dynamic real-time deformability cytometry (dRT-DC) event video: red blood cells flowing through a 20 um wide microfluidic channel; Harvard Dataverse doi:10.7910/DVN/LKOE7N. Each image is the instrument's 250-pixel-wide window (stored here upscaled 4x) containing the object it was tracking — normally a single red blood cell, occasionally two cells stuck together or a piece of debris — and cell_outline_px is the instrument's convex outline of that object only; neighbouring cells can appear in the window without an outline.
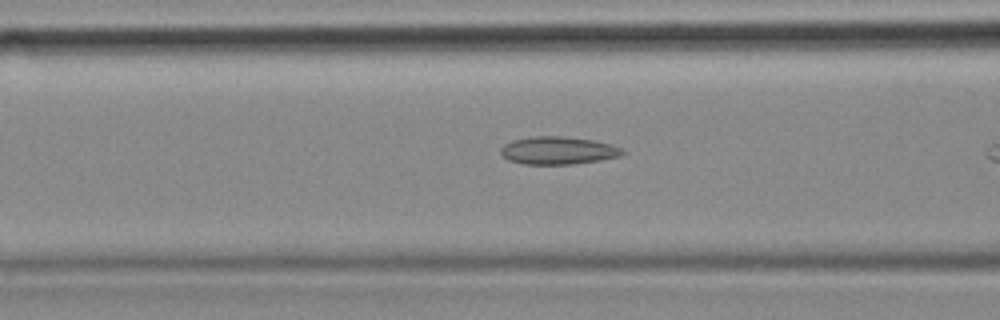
{"species": "common noctule bat (a hibernating species)", "species_latin": "Nyctalus noctula", "temperature_condition": "cold", "stored_images_in_passage": 9, "camera_frame_rate_fps": 3000, "um_per_image_px": 0.085, "animal": {"sex": "female", "body_mass_g": 18.4}, "frame": {"image": 1, "passage_image": 8, "time_ms": 2.333, "image_size_px": [1000, 320], "cell_outline_px": [[628, 152], [620, 156], [596, 160], [568, 164], [524, 164], [508, 160], [500, 152], [500, 148], [504, 144], [512, 140], [532, 136], [564, 136], [592, 140], [612, 144]], "centroid_in_image_um": [47.41, 12.78], "position_along_channel_um": 119.2, "area_um2": 19.59}}